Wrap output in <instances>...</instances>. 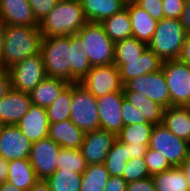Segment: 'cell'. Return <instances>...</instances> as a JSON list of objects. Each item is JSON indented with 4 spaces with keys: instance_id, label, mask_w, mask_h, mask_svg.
<instances>
[{
    "instance_id": "cell-1",
    "label": "cell",
    "mask_w": 190,
    "mask_h": 191,
    "mask_svg": "<svg viewBox=\"0 0 190 191\" xmlns=\"http://www.w3.org/2000/svg\"><path fill=\"white\" fill-rule=\"evenodd\" d=\"M82 44L78 33L43 37L40 53L47 77L80 83L92 68Z\"/></svg>"
},
{
    "instance_id": "cell-2",
    "label": "cell",
    "mask_w": 190,
    "mask_h": 191,
    "mask_svg": "<svg viewBox=\"0 0 190 191\" xmlns=\"http://www.w3.org/2000/svg\"><path fill=\"white\" fill-rule=\"evenodd\" d=\"M42 38L39 26L6 25L5 40L0 55L4 69L8 70L27 57L40 54Z\"/></svg>"
},
{
    "instance_id": "cell-3",
    "label": "cell",
    "mask_w": 190,
    "mask_h": 191,
    "mask_svg": "<svg viewBox=\"0 0 190 191\" xmlns=\"http://www.w3.org/2000/svg\"><path fill=\"white\" fill-rule=\"evenodd\" d=\"M80 0H59L39 23L43 37L78 33L87 23Z\"/></svg>"
},
{
    "instance_id": "cell-4",
    "label": "cell",
    "mask_w": 190,
    "mask_h": 191,
    "mask_svg": "<svg viewBox=\"0 0 190 191\" xmlns=\"http://www.w3.org/2000/svg\"><path fill=\"white\" fill-rule=\"evenodd\" d=\"M187 34L180 19L164 18L158 21L147 47L163 61L176 60L180 56Z\"/></svg>"
},
{
    "instance_id": "cell-5",
    "label": "cell",
    "mask_w": 190,
    "mask_h": 191,
    "mask_svg": "<svg viewBox=\"0 0 190 191\" xmlns=\"http://www.w3.org/2000/svg\"><path fill=\"white\" fill-rule=\"evenodd\" d=\"M82 38V46L93 66L114 64L115 43L105 33L101 23L87 22L78 32Z\"/></svg>"
},
{
    "instance_id": "cell-6",
    "label": "cell",
    "mask_w": 190,
    "mask_h": 191,
    "mask_svg": "<svg viewBox=\"0 0 190 191\" xmlns=\"http://www.w3.org/2000/svg\"><path fill=\"white\" fill-rule=\"evenodd\" d=\"M70 120L85 133L99 129L97 99L80 83H73Z\"/></svg>"
},
{
    "instance_id": "cell-7",
    "label": "cell",
    "mask_w": 190,
    "mask_h": 191,
    "mask_svg": "<svg viewBox=\"0 0 190 191\" xmlns=\"http://www.w3.org/2000/svg\"><path fill=\"white\" fill-rule=\"evenodd\" d=\"M164 73L169 94L170 106L190 107V66L180 60L163 61Z\"/></svg>"
},
{
    "instance_id": "cell-8",
    "label": "cell",
    "mask_w": 190,
    "mask_h": 191,
    "mask_svg": "<svg viewBox=\"0 0 190 191\" xmlns=\"http://www.w3.org/2000/svg\"><path fill=\"white\" fill-rule=\"evenodd\" d=\"M148 148L159 151L172 166H180L190 152V143L161 123L153 127Z\"/></svg>"
},
{
    "instance_id": "cell-9",
    "label": "cell",
    "mask_w": 190,
    "mask_h": 191,
    "mask_svg": "<svg viewBox=\"0 0 190 191\" xmlns=\"http://www.w3.org/2000/svg\"><path fill=\"white\" fill-rule=\"evenodd\" d=\"M11 78V88L30 93L43 79L47 77L41 53L27 57L22 62L8 69Z\"/></svg>"
},
{
    "instance_id": "cell-10",
    "label": "cell",
    "mask_w": 190,
    "mask_h": 191,
    "mask_svg": "<svg viewBox=\"0 0 190 191\" xmlns=\"http://www.w3.org/2000/svg\"><path fill=\"white\" fill-rule=\"evenodd\" d=\"M122 91L139 92L165 108L170 107V94L162 69L130 79Z\"/></svg>"
},
{
    "instance_id": "cell-11",
    "label": "cell",
    "mask_w": 190,
    "mask_h": 191,
    "mask_svg": "<svg viewBox=\"0 0 190 191\" xmlns=\"http://www.w3.org/2000/svg\"><path fill=\"white\" fill-rule=\"evenodd\" d=\"M80 84L96 98L122 91L124 87L115 64L93 66Z\"/></svg>"
},
{
    "instance_id": "cell-12",
    "label": "cell",
    "mask_w": 190,
    "mask_h": 191,
    "mask_svg": "<svg viewBox=\"0 0 190 191\" xmlns=\"http://www.w3.org/2000/svg\"><path fill=\"white\" fill-rule=\"evenodd\" d=\"M61 147L47 137L32 143L29 160L38 179L46 180L56 170V159Z\"/></svg>"
},
{
    "instance_id": "cell-13",
    "label": "cell",
    "mask_w": 190,
    "mask_h": 191,
    "mask_svg": "<svg viewBox=\"0 0 190 191\" xmlns=\"http://www.w3.org/2000/svg\"><path fill=\"white\" fill-rule=\"evenodd\" d=\"M32 142L21 132L17 125H1L0 157L7 161L29 158Z\"/></svg>"
},
{
    "instance_id": "cell-14",
    "label": "cell",
    "mask_w": 190,
    "mask_h": 191,
    "mask_svg": "<svg viewBox=\"0 0 190 191\" xmlns=\"http://www.w3.org/2000/svg\"><path fill=\"white\" fill-rule=\"evenodd\" d=\"M116 140L115 133L102 129L85 133L80 150L87 165L104 163Z\"/></svg>"
},
{
    "instance_id": "cell-15",
    "label": "cell",
    "mask_w": 190,
    "mask_h": 191,
    "mask_svg": "<svg viewBox=\"0 0 190 191\" xmlns=\"http://www.w3.org/2000/svg\"><path fill=\"white\" fill-rule=\"evenodd\" d=\"M97 99L99 116V129L106 130L116 135L124 126L121 116V106L125 99L123 91L109 93Z\"/></svg>"
},
{
    "instance_id": "cell-16",
    "label": "cell",
    "mask_w": 190,
    "mask_h": 191,
    "mask_svg": "<svg viewBox=\"0 0 190 191\" xmlns=\"http://www.w3.org/2000/svg\"><path fill=\"white\" fill-rule=\"evenodd\" d=\"M31 106L29 93L11 88L0 100L1 125H16Z\"/></svg>"
},
{
    "instance_id": "cell-17",
    "label": "cell",
    "mask_w": 190,
    "mask_h": 191,
    "mask_svg": "<svg viewBox=\"0 0 190 191\" xmlns=\"http://www.w3.org/2000/svg\"><path fill=\"white\" fill-rule=\"evenodd\" d=\"M163 60L148 47L140 57L125 59V64H115L123 84L134 77L157 72L162 69Z\"/></svg>"
},
{
    "instance_id": "cell-18",
    "label": "cell",
    "mask_w": 190,
    "mask_h": 191,
    "mask_svg": "<svg viewBox=\"0 0 190 191\" xmlns=\"http://www.w3.org/2000/svg\"><path fill=\"white\" fill-rule=\"evenodd\" d=\"M16 125L32 143L47 138L49 121L46 108L32 104Z\"/></svg>"
},
{
    "instance_id": "cell-19",
    "label": "cell",
    "mask_w": 190,
    "mask_h": 191,
    "mask_svg": "<svg viewBox=\"0 0 190 191\" xmlns=\"http://www.w3.org/2000/svg\"><path fill=\"white\" fill-rule=\"evenodd\" d=\"M0 18L6 25L39 26L28 0H0Z\"/></svg>"
},
{
    "instance_id": "cell-20",
    "label": "cell",
    "mask_w": 190,
    "mask_h": 191,
    "mask_svg": "<svg viewBox=\"0 0 190 191\" xmlns=\"http://www.w3.org/2000/svg\"><path fill=\"white\" fill-rule=\"evenodd\" d=\"M84 135L70 119L49 123L48 137L62 148L80 149Z\"/></svg>"
},
{
    "instance_id": "cell-21",
    "label": "cell",
    "mask_w": 190,
    "mask_h": 191,
    "mask_svg": "<svg viewBox=\"0 0 190 191\" xmlns=\"http://www.w3.org/2000/svg\"><path fill=\"white\" fill-rule=\"evenodd\" d=\"M132 25V37L148 44L156 30L158 21L152 18L144 9L136 3L126 5Z\"/></svg>"
},
{
    "instance_id": "cell-22",
    "label": "cell",
    "mask_w": 190,
    "mask_h": 191,
    "mask_svg": "<svg viewBox=\"0 0 190 191\" xmlns=\"http://www.w3.org/2000/svg\"><path fill=\"white\" fill-rule=\"evenodd\" d=\"M69 84L61 78L46 77L29 93L32 104L49 107Z\"/></svg>"
},
{
    "instance_id": "cell-23",
    "label": "cell",
    "mask_w": 190,
    "mask_h": 191,
    "mask_svg": "<svg viewBox=\"0 0 190 191\" xmlns=\"http://www.w3.org/2000/svg\"><path fill=\"white\" fill-rule=\"evenodd\" d=\"M162 123L175 136L190 143V107L170 106L165 108Z\"/></svg>"
},
{
    "instance_id": "cell-24",
    "label": "cell",
    "mask_w": 190,
    "mask_h": 191,
    "mask_svg": "<svg viewBox=\"0 0 190 191\" xmlns=\"http://www.w3.org/2000/svg\"><path fill=\"white\" fill-rule=\"evenodd\" d=\"M88 22L101 23L122 11L126 6L121 0H80Z\"/></svg>"
},
{
    "instance_id": "cell-25",
    "label": "cell",
    "mask_w": 190,
    "mask_h": 191,
    "mask_svg": "<svg viewBox=\"0 0 190 191\" xmlns=\"http://www.w3.org/2000/svg\"><path fill=\"white\" fill-rule=\"evenodd\" d=\"M29 158H20L9 161L8 182L24 191H30L38 181Z\"/></svg>"
},
{
    "instance_id": "cell-26",
    "label": "cell",
    "mask_w": 190,
    "mask_h": 191,
    "mask_svg": "<svg viewBox=\"0 0 190 191\" xmlns=\"http://www.w3.org/2000/svg\"><path fill=\"white\" fill-rule=\"evenodd\" d=\"M126 101L140 110L146 120L154 125L163 122L165 107L150 100L145 95L135 91H123Z\"/></svg>"
},
{
    "instance_id": "cell-27",
    "label": "cell",
    "mask_w": 190,
    "mask_h": 191,
    "mask_svg": "<svg viewBox=\"0 0 190 191\" xmlns=\"http://www.w3.org/2000/svg\"><path fill=\"white\" fill-rule=\"evenodd\" d=\"M156 191H189L186 176L180 166L151 175Z\"/></svg>"
},
{
    "instance_id": "cell-28",
    "label": "cell",
    "mask_w": 190,
    "mask_h": 191,
    "mask_svg": "<svg viewBox=\"0 0 190 191\" xmlns=\"http://www.w3.org/2000/svg\"><path fill=\"white\" fill-rule=\"evenodd\" d=\"M101 24L114 43L132 37V25L126 8L105 19Z\"/></svg>"
},
{
    "instance_id": "cell-29",
    "label": "cell",
    "mask_w": 190,
    "mask_h": 191,
    "mask_svg": "<svg viewBox=\"0 0 190 191\" xmlns=\"http://www.w3.org/2000/svg\"><path fill=\"white\" fill-rule=\"evenodd\" d=\"M154 126L152 123H137L123 126L117 134V139L122 143L149 145Z\"/></svg>"
},
{
    "instance_id": "cell-30",
    "label": "cell",
    "mask_w": 190,
    "mask_h": 191,
    "mask_svg": "<svg viewBox=\"0 0 190 191\" xmlns=\"http://www.w3.org/2000/svg\"><path fill=\"white\" fill-rule=\"evenodd\" d=\"M73 83H70L58 98L46 108L49 123H58L70 119Z\"/></svg>"
},
{
    "instance_id": "cell-31",
    "label": "cell",
    "mask_w": 190,
    "mask_h": 191,
    "mask_svg": "<svg viewBox=\"0 0 190 191\" xmlns=\"http://www.w3.org/2000/svg\"><path fill=\"white\" fill-rule=\"evenodd\" d=\"M130 155L127 144L120 142L118 139L114 142L104 161V165L110 176H120L126 166Z\"/></svg>"
},
{
    "instance_id": "cell-32",
    "label": "cell",
    "mask_w": 190,
    "mask_h": 191,
    "mask_svg": "<svg viewBox=\"0 0 190 191\" xmlns=\"http://www.w3.org/2000/svg\"><path fill=\"white\" fill-rule=\"evenodd\" d=\"M109 178L104 163L88 165L82 174L80 191H103Z\"/></svg>"
},
{
    "instance_id": "cell-33",
    "label": "cell",
    "mask_w": 190,
    "mask_h": 191,
    "mask_svg": "<svg viewBox=\"0 0 190 191\" xmlns=\"http://www.w3.org/2000/svg\"><path fill=\"white\" fill-rule=\"evenodd\" d=\"M46 181L51 191H80L82 174L59 169L48 177Z\"/></svg>"
},
{
    "instance_id": "cell-34",
    "label": "cell",
    "mask_w": 190,
    "mask_h": 191,
    "mask_svg": "<svg viewBox=\"0 0 190 191\" xmlns=\"http://www.w3.org/2000/svg\"><path fill=\"white\" fill-rule=\"evenodd\" d=\"M87 166L80 149L61 147L56 159L57 170L63 169V171H74L83 174Z\"/></svg>"
},
{
    "instance_id": "cell-35",
    "label": "cell",
    "mask_w": 190,
    "mask_h": 191,
    "mask_svg": "<svg viewBox=\"0 0 190 191\" xmlns=\"http://www.w3.org/2000/svg\"><path fill=\"white\" fill-rule=\"evenodd\" d=\"M147 44L131 37L115 42L114 64H125V59L140 57Z\"/></svg>"
},
{
    "instance_id": "cell-36",
    "label": "cell",
    "mask_w": 190,
    "mask_h": 191,
    "mask_svg": "<svg viewBox=\"0 0 190 191\" xmlns=\"http://www.w3.org/2000/svg\"><path fill=\"white\" fill-rule=\"evenodd\" d=\"M150 176L144 157L129 159L122 173V177L127 183Z\"/></svg>"
},
{
    "instance_id": "cell-37",
    "label": "cell",
    "mask_w": 190,
    "mask_h": 191,
    "mask_svg": "<svg viewBox=\"0 0 190 191\" xmlns=\"http://www.w3.org/2000/svg\"><path fill=\"white\" fill-rule=\"evenodd\" d=\"M144 160L150 175L163 172L173 167L164 155L150 148H148Z\"/></svg>"
},
{
    "instance_id": "cell-38",
    "label": "cell",
    "mask_w": 190,
    "mask_h": 191,
    "mask_svg": "<svg viewBox=\"0 0 190 191\" xmlns=\"http://www.w3.org/2000/svg\"><path fill=\"white\" fill-rule=\"evenodd\" d=\"M121 116L123 119L124 126L137 123H150L142 115L140 110L136 109L131 103L125 99L121 106Z\"/></svg>"
},
{
    "instance_id": "cell-39",
    "label": "cell",
    "mask_w": 190,
    "mask_h": 191,
    "mask_svg": "<svg viewBox=\"0 0 190 191\" xmlns=\"http://www.w3.org/2000/svg\"><path fill=\"white\" fill-rule=\"evenodd\" d=\"M59 0H28L32 13L38 23L56 6Z\"/></svg>"
},
{
    "instance_id": "cell-40",
    "label": "cell",
    "mask_w": 190,
    "mask_h": 191,
    "mask_svg": "<svg viewBox=\"0 0 190 191\" xmlns=\"http://www.w3.org/2000/svg\"><path fill=\"white\" fill-rule=\"evenodd\" d=\"M136 4L144 9L156 21L164 19L162 0H138Z\"/></svg>"
},
{
    "instance_id": "cell-41",
    "label": "cell",
    "mask_w": 190,
    "mask_h": 191,
    "mask_svg": "<svg viewBox=\"0 0 190 191\" xmlns=\"http://www.w3.org/2000/svg\"><path fill=\"white\" fill-rule=\"evenodd\" d=\"M164 18L180 19L185 0H162Z\"/></svg>"
},
{
    "instance_id": "cell-42",
    "label": "cell",
    "mask_w": 190,
    "mask_h": 191,
    "mask_svg": "<svg viewBox=\"0 0 190 191\" xmlns=\"http://www.w3.org/2000/svg\"><path fill=\"white\" fill-rule=\"evenodd\" d=\"M126 191H156L153 180L150 177L127 183Z\"/></svg>"
},
{
    "instance_id": "cell-43",
    "label": "cell",
    "mask_w": 190,
    "mask_h": 191,
    "mask_svg": "<svg viewBox=\"0 0 190 191\" xmlns=\"http://www.w3.org/2000/svg\"><path fill=\"white\" fill-rule=\"evenodd\" d=\"M127 182L123 177L110 176L103 191H126Z\"/></svg>"
},
{
    "instance_id": "cell-44",
    "label": "cell",
    "mask_w": 190,
    "mask_h": 191,
    "mask_svg": "<svg viewBox=\"0 0 190 191\" xmlns=\"http://www.w3.org/2000/svg\"><path fill=\"white\" fill-rule=\"evenodd\" d=\"M11 89V78L9 71L3 69L0 71V100L8 93Z\"/></svg>"
},
{
    "instance_id": "cell-45",
    "label": "cell",
    "mask_w": 190,
    "mask_h": 191,
    "mask_svg": "<svg viewBox=\"0 0 190 191\" xmlns=\"http://www.w3.org/2000/svg\"><path fill=\"white\" fill-rule=\"evenodd\" d=\"M127 144L128 153L130 159L144 157L149 145H133L130 143Z\"/></svg>"
},
{
    "instance_id": "cell-46",
    "label": "cell",
    "mask_w": 190,
    "mask_h": 191,
    "mask_svg": "<svg viewBox=\"0 0 190 191\" xmlns=\"http://www.w3.org/2000/svg\"><path fill=\"white\" fill-rule=\"evenodd\" d=\"M180 22L187 33H190V0H185V5L180 17Z\"/></svg>"
},
{
    "instance_id": "cell-47",
    "label": "cell",
    "mask_w": 190,
    "mask_h": 191,
    "mask_svg": "<svg viewBox=\"0 0 190 191\" xmlns=\"http://www.w3.org/2000/svg\"><path fill=\"white\" fill-rule=\"evenodd\" d=\"M178 60L190 66V33H188L186 36Z\"/></svg>"
},
{
    "instance_id": "cell-48",
    "label": "cell",
    "mask_w": 190,
    "mask_h": 191,
    "mask_svg": "<svg viewBox=\"0 0 190 191\" xmlns=\"http://www.w3.org/2000/svg\"><path fill=\"white\" fill-rule=\"evenodd\" d=\"M8 166L9 161L0 157V184L8 180Z\"/></svg>"
},
{
    "instance_id": "cell-49",
    "label": "cell",
    "mask_w": 190,
    "mask_h": 191,
    "mask_svg": "<svg viewBox=\"0 0 190 191\" xmlns=\"http://www.w3.org/2000/svg\"><path fill=\"white\" fill-rule=\"evenodd\" d=\"M180 168L183 170L190 191V152L185 160L181 163Z\"/></svg>"
},
{
    "instance_id": "cell-50",
    "label": "cell",
    "mask_w": 190,
    "mask_h": 191,
    "mask_svg": "<svg viewBox=\"0 0 190 191\" xmlns=\"http://www.w3.org/2000/svg\"><path fill=\"white\" fill-rule=\"evenodd\" d=\"M30 191H51L49 184L44 179H39L32 187Z\"/></svg>"
},
{
    "instance_id": "cell-51",
    "label": "cell",
    "mask_w": 190,
    "mask_h": 191,
    "mask_svg": "<svg viewBox=\"0 0 190 191\" xmlns=\"http://www.w3.org/2000/svg\"><path fill=\"white\" fill-rule=\"evenodd\" d=\"M5 30H6V24L0 18V55L3 49L4 40H5Z\"/></svg>"
},
{
    "instance_id": "cell-52",
    "label": "cell",
    "mask_w": 190,
    "mask_h": 191,
    "mask_svg": "<svg viewBox=\"0 0 190 191\" xmlns=\"http://www.w3.org/2000/svg\"><path fill=\"white\" fill-rule=\"evenodd\" d=\"M0 191H24V190L19 189L16 186L9 183L8 181H6L0 184Z\"/></svg>"
},
{
    "instance_id": "cell-53",
    "label": "cell",
    "mask_w": 190,
    "mask_h": 191,
    "mask_svg": "<svg viewBox=\"0 0 190 191\" xmlns=\"http://www.w3.org/2000/svg\"><path fill=\"white\" fill-rule=\"evenodd\" d=\"M121 1L126 6V5H130V4L136 3L138 0H121Z\"/></svg>"
},
{
    "instance_id": "cell-54",
    "label": "cell",
    "mask_w": 190,
    "mask_h": 191,
    "mask_svg": "<svg viewBox=\"0 0 190 191\" xmlns=\"http://www.w3.org/2000/svg\"><path fill=\"white\" fill-rule=\"evenodd\" d=\"M4 67L2 66L1 58H0V71L3 70Z\"/></svg>"
}]
</instances>
